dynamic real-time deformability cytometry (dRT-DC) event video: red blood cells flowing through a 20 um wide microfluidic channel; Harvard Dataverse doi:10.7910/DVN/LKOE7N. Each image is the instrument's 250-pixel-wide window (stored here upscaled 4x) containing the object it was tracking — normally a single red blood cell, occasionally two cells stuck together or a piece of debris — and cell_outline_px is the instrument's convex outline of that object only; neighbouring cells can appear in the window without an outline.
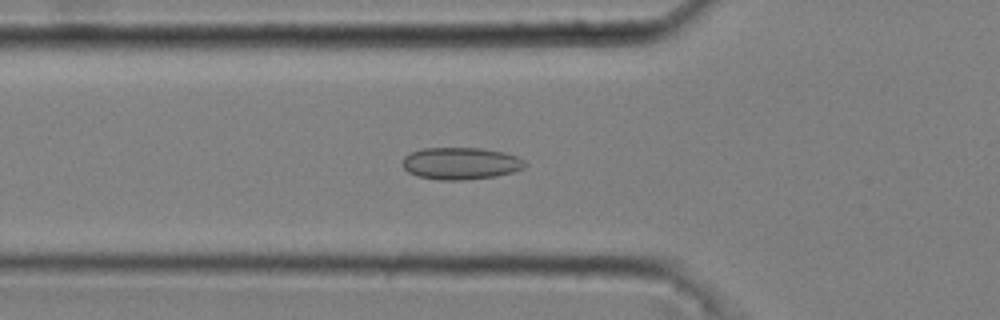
{"species": "common noctule bat (a hibernating species)", "species_latin": "Nyctalus noctula", "temperature_condition": "cold", "stored_images_in_passage": 42, "camera_frame_rate_fps": 3000, "um_per_image_px": 0.085, "animal": {"sex": "male", "body_mass_g": 20.4}, "frame": {"image": 1, "passage_image": 11, "time_ms": 3.333, "image_size_px": [1000, 320], "cell_outline_px": [[528, 164], [524, 168], [512, 172], [496, 176], [464, 180], [440, 180], [416, 176], [408, 172], [404, 168], [404, 156], [412, 152], [424, 148], [480, 148], [504, 152], [516, 156], [524, 160]], "centroid_in_image_um": [39.18, 13.89], "position_along_channel_um": 86.6, "area_um2": 22.89}}
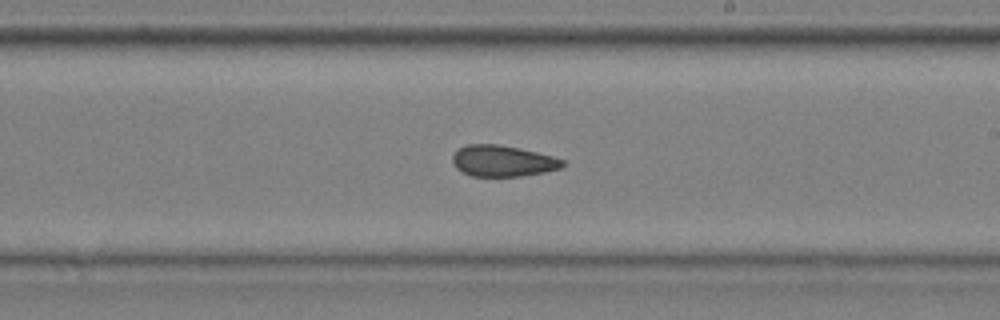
{"frame": {"image": 2, "passage_image": 24, "time_ms": 7.667, "image_size_px": [1000, 320], "cell_outline_px": [[564, 164], [560, 168], [544, 172], [520, 176], [472, 176], [456, 168], [452, 160], [452, 156], [460, 148], [468, 144], [500, 144], [520, 148], [552, 156], [564, 160]], "centroid_in_image_um": [42.73, 13.67], "position_along_channel_um": 246.3, "area_um2": 19.83}}
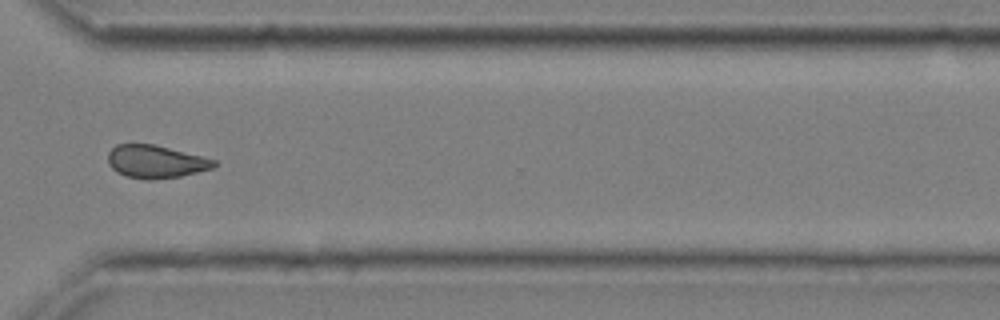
{"frame": {"image": 3, "passage_image": 33, "time_ms": 10.667, "image_size_px": [1000, 320], "cell_outline_px": [[216, 164], [212, 168], [180, 176], [152, 180], [148, 180], [128, 176], [116, 172], [108, 164], [108, 152], [116, 144], [156, 144], [216, 160]], "centroid_in_image_um": [13.21, 13.73], "position_along_channel_um": 357.4, "area_um2": 20.23}}